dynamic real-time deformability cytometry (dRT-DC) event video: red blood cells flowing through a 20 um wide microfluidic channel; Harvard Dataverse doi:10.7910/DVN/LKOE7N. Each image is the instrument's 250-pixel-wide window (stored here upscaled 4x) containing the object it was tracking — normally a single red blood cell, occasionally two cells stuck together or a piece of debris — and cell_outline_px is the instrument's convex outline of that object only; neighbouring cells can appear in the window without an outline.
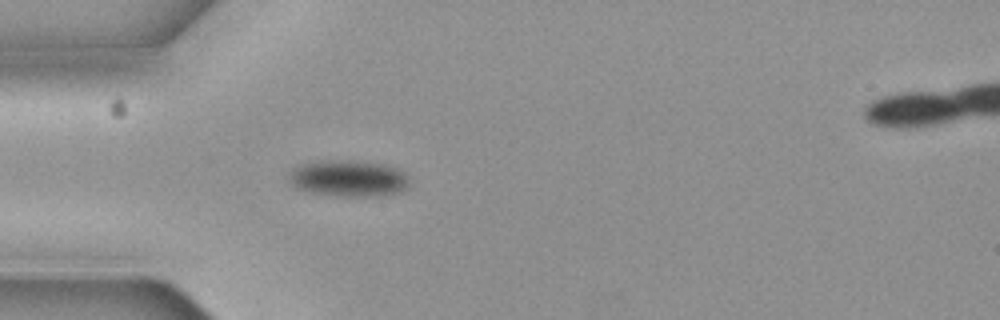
{"species": "common noctule bat (a hibernating species)", "species_latin": "Nyctalus noctula", "temperature_condition": "cold", "stored_images_in_passage": 3, "camera_frame_rate_fps": 3000, "um_per_image_px": 0.085, "animal": {"sex": "female", "body_mass_g": 19.3, "forearm_length_mm": 54.1}, "frame": {"image": 1, "passage_image": 3, "time_ms": 0.667, "image_size_px": [1000, 320], "cell_outline_px": [[408, 188], [400, 192], [376, 196], [336, 196], [312, 192], [296, 188], [288, 180], [288, 172], [304, 164], [384, 164], [400, 168], [408, 176]], "centroid_in_image_um": [29.7, 15.25], "position_along_channel_um": 55.3, "area_um2": 24.16}}